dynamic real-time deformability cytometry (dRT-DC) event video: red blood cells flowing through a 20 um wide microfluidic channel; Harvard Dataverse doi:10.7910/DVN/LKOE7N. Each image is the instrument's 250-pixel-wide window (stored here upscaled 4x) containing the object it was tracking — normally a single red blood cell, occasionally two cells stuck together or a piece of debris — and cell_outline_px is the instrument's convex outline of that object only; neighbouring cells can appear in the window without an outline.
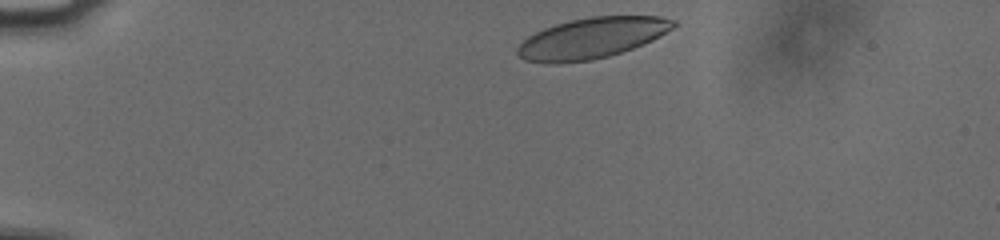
{"species": "human", "species_latin": "Homo sapiens", "temperature_condition": "cold", "stored_images_in_passage": 38, "camera_frame_rate_fps": 3000, "um_per_image_px": 0.085, "donor": {"sex": "male"}, "frame": {"image": 1, "passage_image": 1, "time_ms": 0.0, "image_size_px": [1000, 240], "cell_outline_px": [[676, 24], [672, 28], [660, 36], [644, 44], [608, 56], [592, 60], [556, 64], [552, 64], [524, 60], [516, 52], [516, 48], [528, 36], [544, 28], [556, 24], [572, 20], [592, 16], [660, 16], [676, 20]], "centroid_in_image_um": [50.29, 3.24], "position_along_channel_um": 34.7, "area_um2": 36.93}}
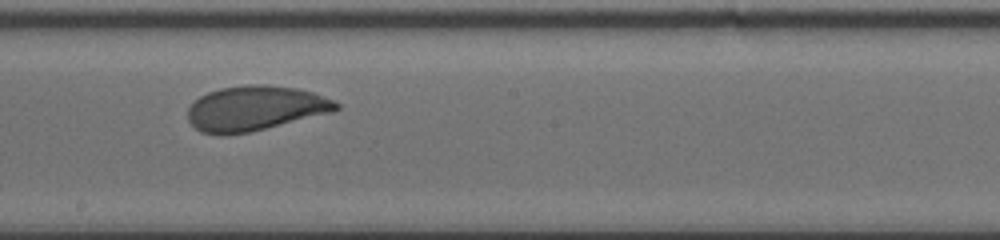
{"frame": {"image": 2, "passage_image": 22, "time_ms": 7.0, "image_size_px": [1000, 240], "cell_outline_px": [[340, 108], [332, 112], [248, 132], [220, 136], [200, 132], [188, 120], [188, 108], [200, 96], [208, 92], [220, 88], [248, 84], [268, 84], [296, 88], [312, 92], [332, 100], [340, 104]], "centroid_in_image_um": [21.66, 9.2], "position_along_channel_um": 226.5, "area_um2": 38.61}}
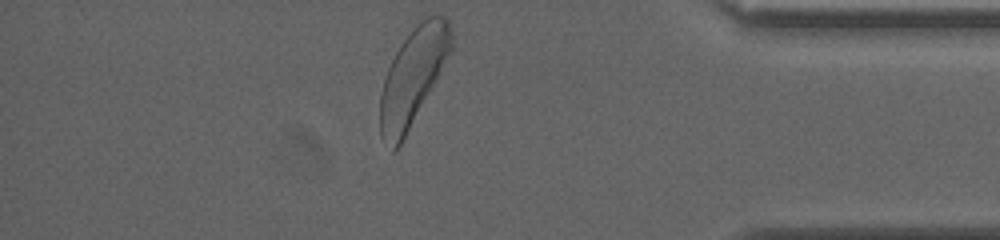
{"frame": {"image": 3, "passage_image": 38, "time_ms": 12.333, "image_size_px": [1000, 240], "cell_outline_px": [[452, 48], [432, 88], [400, 144], [392, 152], [380, 136], [380, 96], [384, 80], [388, 68], [400, 44], [424, 12], [444, 16], [448, 20], [452, 32]], "centroid_in_image_um": [35.1, 6.44], "position_along_channel_um": 400.1, "area_um2": 40.0}, "authors_computed_cell_mechanics": {"area_um2": 38.6104, "velocity_mm_per_s": 3.7343, "shape_relaxation_time_tau1_ms": 3.7534, "shape_relaxation_time_tau2_ms": 1.2614, "deformation_change_tau1": 0.1273, "deformation_change_tau2": 0.0595}}